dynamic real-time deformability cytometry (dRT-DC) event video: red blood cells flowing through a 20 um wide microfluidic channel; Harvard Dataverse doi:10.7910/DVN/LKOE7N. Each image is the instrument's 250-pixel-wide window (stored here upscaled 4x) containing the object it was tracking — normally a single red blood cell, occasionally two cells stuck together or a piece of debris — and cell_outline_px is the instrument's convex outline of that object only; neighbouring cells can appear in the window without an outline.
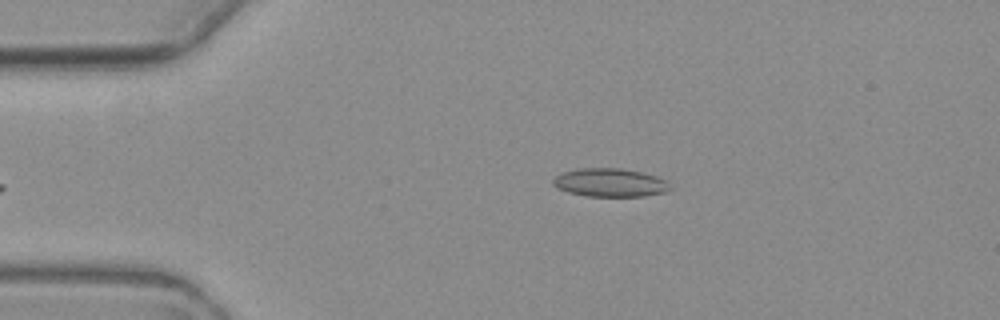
{"species": "common noctule bat (a hibernating species)", "species_latin": "Nyctalus noctula", "temperature_condition": "warm", "stored_images_in_passage": 4, "camera_frame_rate_fps": 3000, "um_per_image_px": 0.085, "animal": {"sex": "female", "body_mass_g": 19.3, "forearm_length_mm": 54.1}, "frame": {"image": 1, "passage_image": 4, "time_ms": 4.333, "image_size_px": [1000, 320], "cell_outline_px": [[672, 188], [664, 192], [644, 196], [584, 196], [568, 192], [556, 188], [552, 184], [552, 180], [556, 176], [564, 172], [580, 168], [620, 168], [640, 172], [656, 176], [664, 180]], "centroid_in_image_um": [51.81, 15.52], "position_along_channel_um": 33.2, "area_um2": 19.25}}